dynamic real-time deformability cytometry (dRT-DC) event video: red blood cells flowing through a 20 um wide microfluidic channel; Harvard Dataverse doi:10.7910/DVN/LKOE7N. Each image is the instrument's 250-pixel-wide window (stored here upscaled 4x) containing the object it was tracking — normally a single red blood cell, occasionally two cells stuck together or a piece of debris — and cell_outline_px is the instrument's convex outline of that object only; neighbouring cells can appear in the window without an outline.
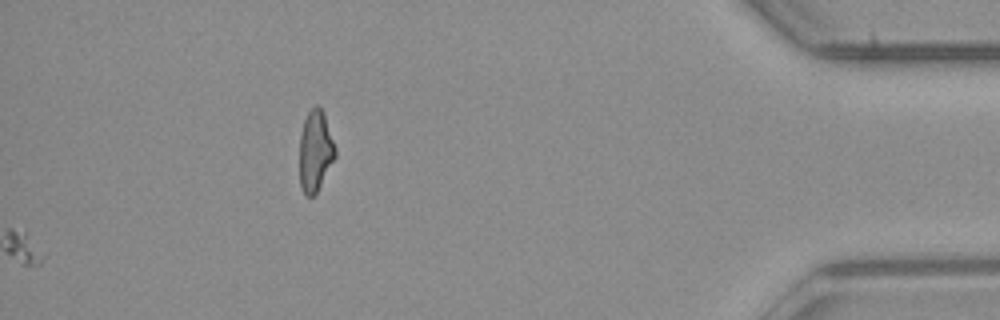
{"species": "common noctule bat (a hibernating species)", "species_latin": "Nyctalus noctula", "temperature_condition": "room temperature", "stored_images_in_passage": 44, "camera_frame_rate_fps": 3000, "um_per_image_px": 0.085, "animal": {"sex": "male", "body_mass_g": 23.1, "forearm_length_mm": 52.7}, "frame": {"image": 1, "passage_image": 44, "time_ms": 14.333, "image_size_px": [1000, 320], "cell_outline_px": [[336, 156], [316, 192], [312, 196], [304, 196], [300, 188], [300, 136], [304, 120], [308, 112], [316, 104], [324, 112], [336, 148]], "centroid_in_image_um": [26.8, 12.83], "position_along_channel_um": 408.4, "area_um2": 16.82}}